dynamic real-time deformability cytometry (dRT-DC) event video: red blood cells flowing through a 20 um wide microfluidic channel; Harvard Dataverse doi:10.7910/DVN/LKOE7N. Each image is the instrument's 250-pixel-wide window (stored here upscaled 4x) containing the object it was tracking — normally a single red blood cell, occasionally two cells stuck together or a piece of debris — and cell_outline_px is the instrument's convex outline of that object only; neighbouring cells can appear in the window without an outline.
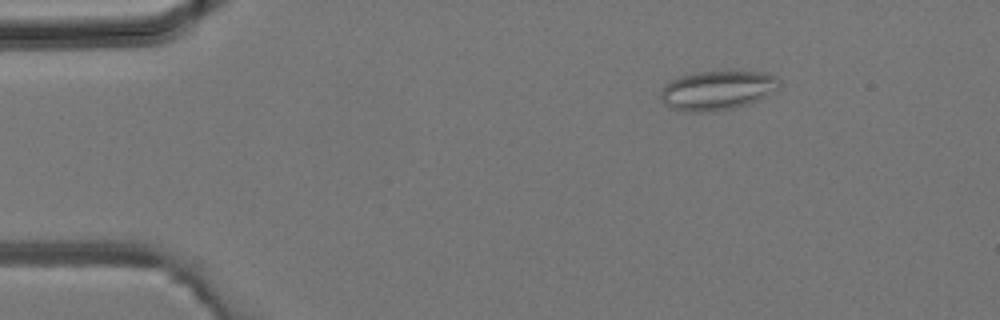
{"species": "common noctule bat (a hibernating species)", "species_latin": "Nyctalus noctula", "temperature_condition": "room temperature", "stored_images_in_passage": 3, "camera_frame_rate_fps": 3000, "um_per_image_px": 0.085, "animal": {"sex": "male", "body_mass_g": 19.2, "forearm_length_mm": 51.8}, "frame": {"image": 1, "passage_image": 2, "time_ms": 0.333, "image_size_px": [1000, 320], "cell_outline_px": [[780, 84], [776, 88], [764, 96], [748, 104], [732, 108], [712, 112], [684, 112], [672, 108], [660, 96], [660, 92], [664, 84], [680, 76], [696, 72], [768, 72], [780, 80]], "centroid_in_image_um": [60.94, 7.68], "position_along_channel_um": 24.1, "area_um2": 26.82}}